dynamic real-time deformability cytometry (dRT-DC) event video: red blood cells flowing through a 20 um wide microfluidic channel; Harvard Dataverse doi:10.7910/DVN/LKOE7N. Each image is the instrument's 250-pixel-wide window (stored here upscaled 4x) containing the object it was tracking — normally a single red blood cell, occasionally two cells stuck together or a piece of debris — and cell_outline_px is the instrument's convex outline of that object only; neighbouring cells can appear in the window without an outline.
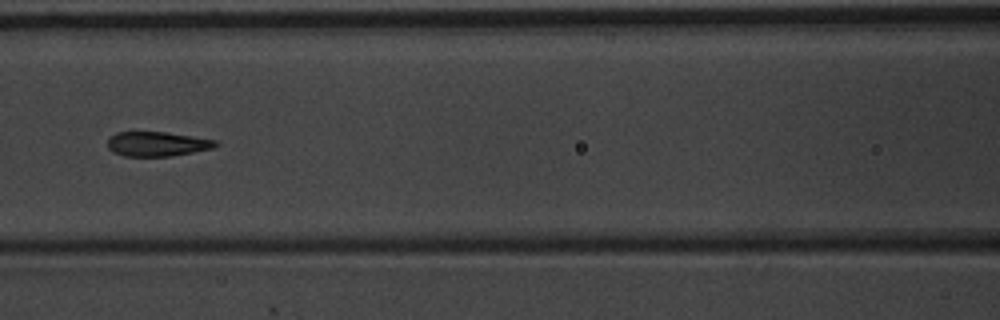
{"species": "common noctule bat (a hibernating species)", "species_latin": "Nyctalus noctula", "temperature_condition": "warm", "stored_images_in_passage": 5, "camera_frame_rate_fps": 3000, "um_per_image_px": 0.085, "animal": {"sex": "male", "body_mass_g": 20.1, "forearm_length_mm": 53.5}, "frame": {"image": 1, "passage_image": 5, "time_ms": 1.333, "image_size_px": [1000, 320], "cell_outline_px": [[220, 144], [212, 148], [172, 156], [124, 156], [112, 152], [108, 148], [108, 140], [116, 132], [164, 132], [216, 140]], "centroid_in_image_um": [13.34, 12.24], "position_along_channel_um": 153.3, "area_um2": 15.32}}